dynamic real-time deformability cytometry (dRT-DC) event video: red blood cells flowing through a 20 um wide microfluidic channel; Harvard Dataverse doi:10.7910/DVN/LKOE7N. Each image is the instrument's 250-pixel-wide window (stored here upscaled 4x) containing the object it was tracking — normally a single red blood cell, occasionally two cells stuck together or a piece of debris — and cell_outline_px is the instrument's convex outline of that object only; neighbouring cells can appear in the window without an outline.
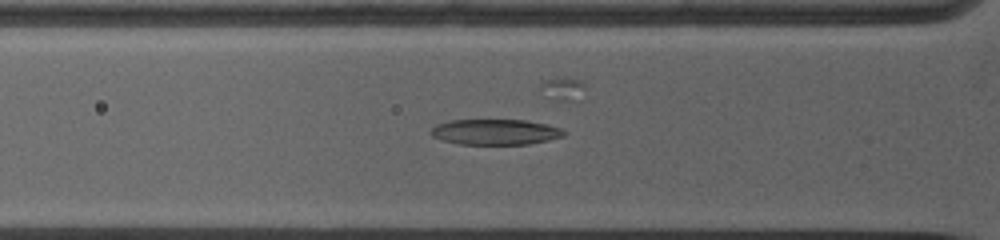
{"species": "common noctule bat (a hibernating species)", "species_latin": "Nyctalus noctula", "temperature_condition": "warm", "stored_images_in_passage": 46, "camera_frame_rate_fps": 5000, "um_per_image_px": 0.085, "animal": {"sex": "female", "body_mass_g": 19.0, "forearm_length_mm": 53.3}, "frame": {"image": 1, "passage_image": 5, "time_ms": 2.6, "image_size_px": [1000, 240], "cell_outline_px": [[568, 132], [564, 136], [548, 140], [528, 144], [460, 144], [444, 140], [432, 136], [432, 128], [436, 124], [452, 120], [524, 120], [548, 124], [560, 128]], "centroid_in_image_um": [42.15, 11.21], "position_along_channel_um": 83.6, "area_um2": 19.71}}
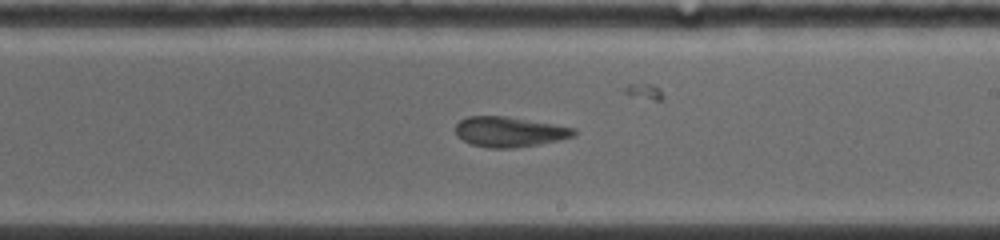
{"frame": {"image": 2, "passage_image": 16, "time_ms": 6.8, "image_size_px": [1000, 240], "cell_outline_px": [[576, 136], [516, 148], [488, 148], [472, 144], [456, 136], [456, 124], [460, 120], [468, 116], [504, 116], [576, 128]], "centroid_in_image_um": [43.27, 11.2], "position_along_channel_um": 245.7, "area_um2": 20.58}}
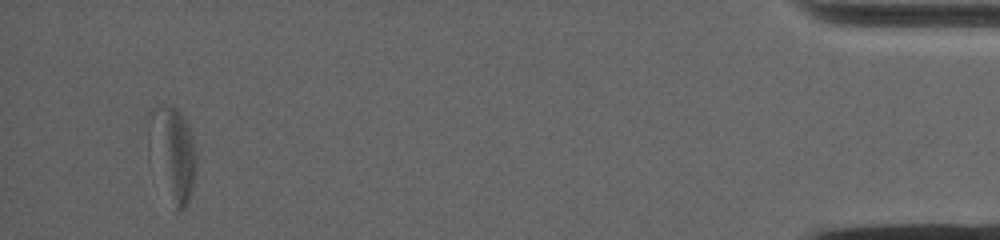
{"frame": {"image": 3, "passage_image": 40, "time_ms": 14.2, "image_size_px": [1000, 240], "cell_outline_px": [[196, 168], [192, 188], [188, 200], [184, 208], [176, 212], [148, 156], [148, 112], [152, 108], [172, 108], [180, 112], [188, 124], [196, 156]], "centroid_in_image_um": [14.63, 13.07], "position_along_channel_um": 420.6, "area_um2": 25.95}, "authors_computed_cell_mechanics": {"area_um2": 22.3686, "velocity_mm_per_s": 3.8623, "shape_relaxation_time_tau1_ms": 3.6754, "shape_relaxation_time_tau2_ms": 2.4255, "deformation_change_tau1": 0.1243, "deformation_change_tau2": 0.0909}}